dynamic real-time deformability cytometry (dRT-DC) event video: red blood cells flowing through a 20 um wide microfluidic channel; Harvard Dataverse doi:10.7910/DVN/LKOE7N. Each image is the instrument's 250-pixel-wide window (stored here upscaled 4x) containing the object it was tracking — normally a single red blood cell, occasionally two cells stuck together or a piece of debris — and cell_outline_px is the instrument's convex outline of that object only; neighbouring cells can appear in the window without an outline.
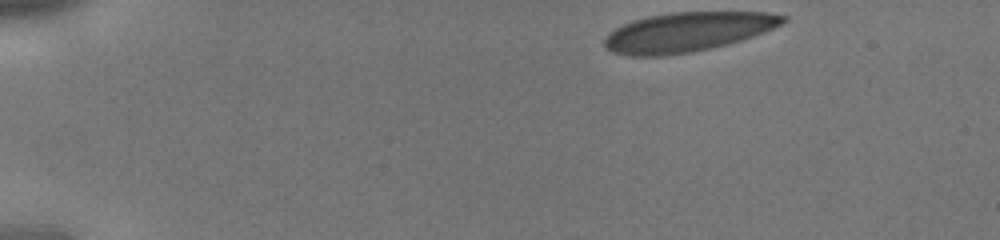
{"species": "human", "species_latin": "Homo sapiens", "temperature_condition": "cold", "stored_images_in_passage": 7, "camera_frame_rate_fps": 3000, "um_per_image_px": 0.085, "donor": {"sex": "male"}, "frame": {"image": 1, "passage_image": 1, "time_ms": 0.0, "image_size_px": [1000, 240], "cell_outline_px": [[788, 20], [764, 32], [728, 44], [692, 52], [664, 56], [628, 56], [612, 52], [604, 48], [604, 40], [608, 32], [632, 20], [648, 16], [672, 12], [768, 12], [788, 16]], "centroid_in_image_um": [58.4, 2.72], "position_along_channel_um": 26.6, "area_um2": 41.1}}
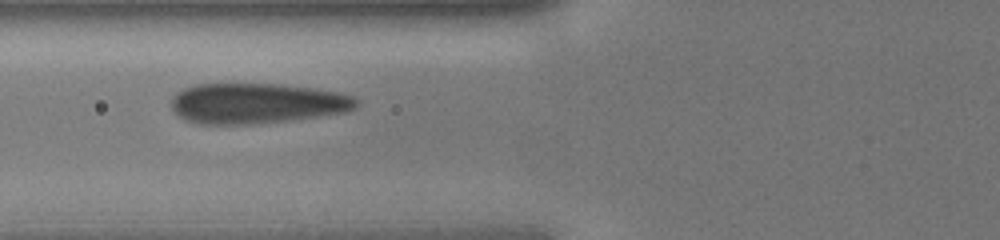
{"frame": {"image": 2, "passage_image": 6, "time_ms": 1.667, "image_size_px": [1000, 240], "cell_outline_px": [[360, 104], [356, 108], [344, 112], [320, 116], [288, 120], [252, 124], [196, 124], [180, 116], [172, 108], [172, 96], [176, 92], [184, 88], [196, 84], [284, 84], [316, 88], [340, 92], [352, 96], [360, 100]], "centroid_in_image_um": [21.87, 8.77], "position_along_channel_um": 103.9, "area_um2": 43.81}}
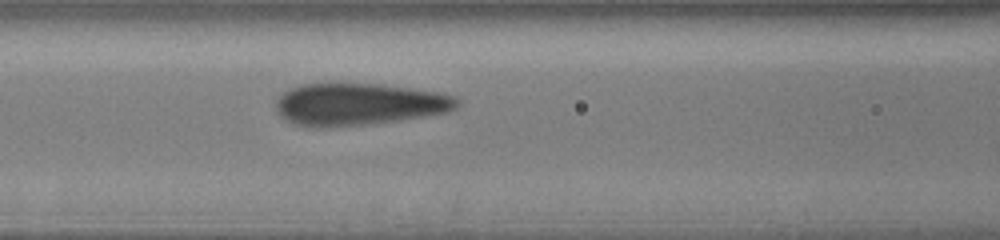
{"frame": {"image": 3, "passage_image": 7, "time_ms": 2.0, "image_size_px": [1000, 240], "cell_outline_px": [[460, 104], [456, 108], [448, 112], [428, 116], [372, 124], [328, 128], [312, 128], [292, 124], [284, 120], [276, 112], [276, 100], [284, 92], [292, 88], [304, 84], [332, 80], [380, 84], [436, 92], [456, 96], [460, 100]], "centroid_in_image_um": [30.45, 8.85], "position_along_channel_um": 136.2, "area_um2": 46.01}}